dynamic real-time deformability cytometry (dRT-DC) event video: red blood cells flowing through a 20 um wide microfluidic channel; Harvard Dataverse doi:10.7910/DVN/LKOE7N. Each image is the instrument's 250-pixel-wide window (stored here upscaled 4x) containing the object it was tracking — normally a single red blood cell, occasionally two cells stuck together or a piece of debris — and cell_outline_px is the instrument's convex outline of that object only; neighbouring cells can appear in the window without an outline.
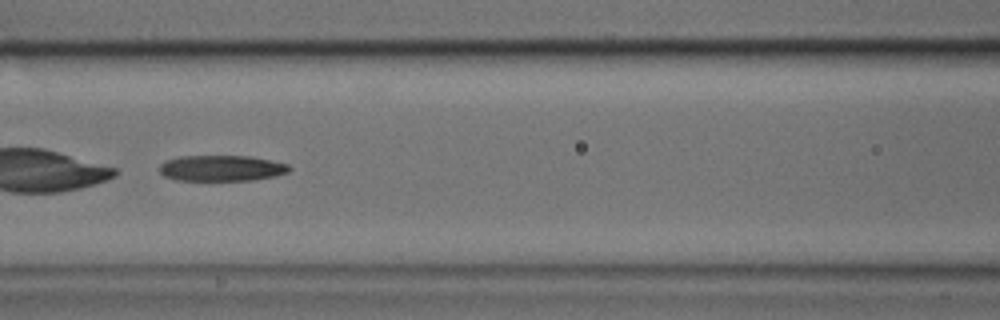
{"species": "common noctule bat (a hibernating species)", "species_latin": "Nyctalus noctula", "temperature_condition": "cold", "stored_images_in_passage": 49, "camera_frame_rate_fps": 3000, "um_per_image_px": 0.085, "animal": {"sex": "male", "body_mass_g": 17.9, "forearm_length_mm": 54.2}, "frame": {"image": 1, "passage_image": 21, "time_ms": 6.667, "image_size_px": [1000, 320], "cell_outline_px": [[292, 168], [288, 172], [276, 176], [252, 180], [176, 180], [164, 176], [160, 172], [160, 164], [168, 160], [180, 156], [252, 156], [288, 164]], "centroid_in_image_um": [18.86, 14.29], "position_along_channel_um": 147.7, "area_um2": 19.54}}